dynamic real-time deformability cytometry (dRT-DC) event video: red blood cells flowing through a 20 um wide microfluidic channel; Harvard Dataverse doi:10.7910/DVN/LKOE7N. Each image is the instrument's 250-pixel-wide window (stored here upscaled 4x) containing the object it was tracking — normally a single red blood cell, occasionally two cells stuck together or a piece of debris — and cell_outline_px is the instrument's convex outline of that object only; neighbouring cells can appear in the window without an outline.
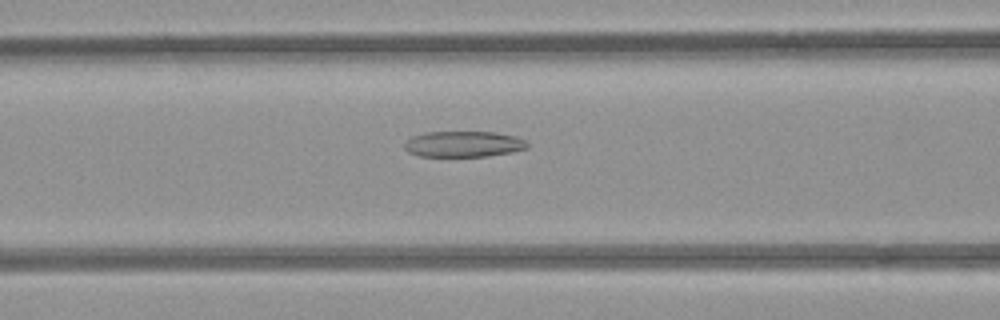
{"species": "common noctule bat (a hibernating species)", "species_latin": "Nyctalus noctula", "temperature_condition": "room temperature", "stored_images_in_passage": 53, "camera_frame_rate_fps": 3000, "um_per_image_px": 0.085, "animal": {"sex": "female", "body_mass_g": 21.9}, "frame": {"image": 1, "passage_image": 22, "time_ms": 7.0, "image_size_px": [1000, 320], "cell_outline_px": [[528, 148], [512, 152], [488, 156], [420, 156], [408, 152], [404, 148], [404, 144], [412, 136], [424, 132], [496, 132], [516, 136], [524, 140], [528, 144]], "centroid_in_image_um": [39.41, 12.24], "position_along_channel_um": 127.2, "area_um2": 18.55}}
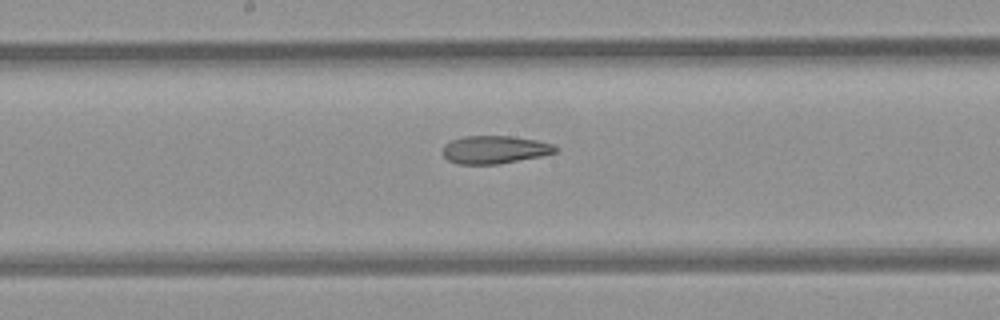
{"frame": {"image": 2, "passage_image": 28, "time_ms": 9.0, "image_size_px": [1000, 320], "cell_outline_px": [[560, 148], [556, 152], [540, 156], [496, 164], [460, 164], [448, 160], [444, 156], [444, 144], [452, 140], [464, 136], [512, 136], [536, 140], [552, 144]], "centroid_in_image_um": [42.06, 12.71], "position_along_channel_um": 206.1, "area_um2": 18.15}}
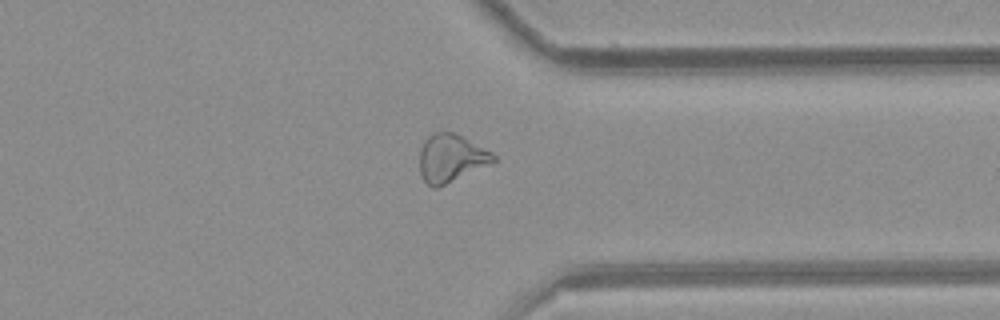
{"frame": {"image": 3, "passage_image": 41, "time_ms": 13.333, "image_size_px": [1000, 320], "cell_outline_px": [[496, 160], [436, 188], [432, 188], [424, 180], [420, 172], [420, 148], [424, 140], [428, 136], [436, 132], [452, 132], [464, 136], [492, 152], [496, 156]], "centroid_in_image_um": [38.31, 13.41], "position_along_channel_um": 373.1, "area_um2": 20.23}, "authors_computed_cell_mechanics": {"area_um2": 22.1952, "velocity_mm_per_s": 3.928, "shape_relaxation_time_tau1_ms": null, "shape_relaxation_time_tau2_ms": 5.6714, "deformation_change_tau1": null, "deformation_change_tau2": 0.1668}}